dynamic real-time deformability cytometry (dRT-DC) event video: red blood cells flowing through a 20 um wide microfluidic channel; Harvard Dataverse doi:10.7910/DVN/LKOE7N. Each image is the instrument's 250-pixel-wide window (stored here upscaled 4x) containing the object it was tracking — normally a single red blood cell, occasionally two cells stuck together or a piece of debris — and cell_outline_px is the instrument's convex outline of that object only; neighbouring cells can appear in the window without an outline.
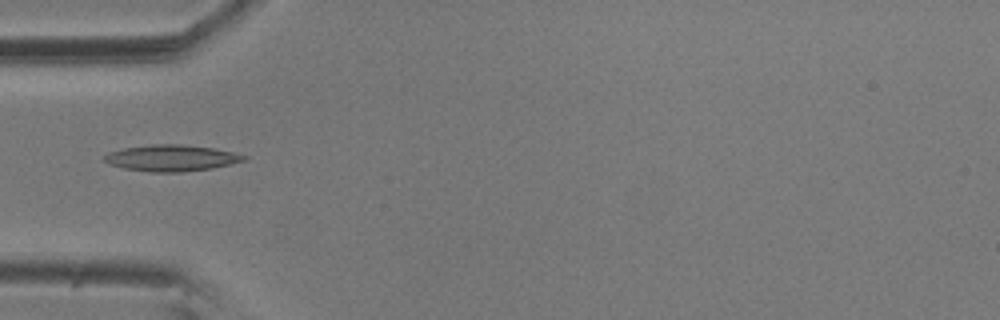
{"species": "common noctule bat (a hibernating species)", "species_latin": "Nyctalus noctula", "temperature_condition": "room temperature", "stored_images_in_passage": 5, "camera_frame_rate_fps": 3000, "um_per_image_px": 0.085, "animal": {"sex": "male", "body_mass_g": 20.5, "forearm_length_mm": 52.5}, "frame": {"image": 1, "passage_image": 5, "time_ms": 1.333, "image_size_px": [1000, 320], "cell_outline_px": [[248, 156], [244, 160], [212, 168], [180, 172], [152, 172], [124, 168], [112, 164], [104, 160], [104, 156], [108, 152], [124, 148], [152, 144], [184, 144], [212, 148], [232, 152]], "centroid_in_image_um": [14.56, 13.42], "position_along_channel_um": 70.4, "area_um2": 21.1}}